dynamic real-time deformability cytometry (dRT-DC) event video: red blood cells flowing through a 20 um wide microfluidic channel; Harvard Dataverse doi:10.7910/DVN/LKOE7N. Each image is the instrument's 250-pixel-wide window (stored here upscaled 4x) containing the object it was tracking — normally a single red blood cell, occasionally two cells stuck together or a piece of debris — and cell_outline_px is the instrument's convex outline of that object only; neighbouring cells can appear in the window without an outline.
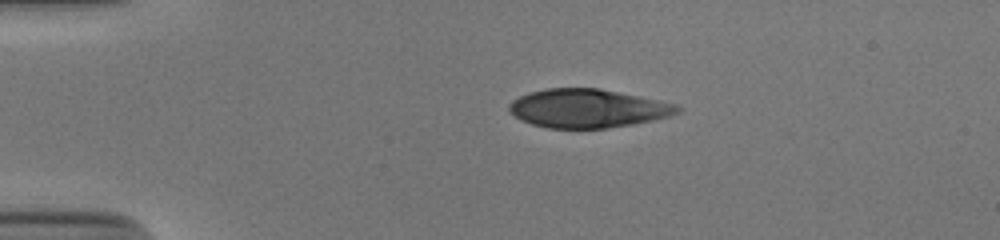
{"species": "human", "species_latin": "Homo sapiens", "temperature_condition": "cold", "stored_images_in_passage": 42, "camera_frame_rate_fps": 3000, "um_per_image_px": 0.085, "donor": {"sex": "male"}, "frame": {"image": 1, "passage_image": 1, "time_ms": 0.0, "image_size_px": [1000, 240], "cell_outline_px": [[684, 108], [680, 112], [668, 116], [652, 120], [632, 124], [608, 128], [548, 128], [532, 124], [520, 120], [508, 112], [508, 104], [512, 100], [520, 96], [532, 92], [548, 88], [600, 88], [640, 96], [676, 104]], "centroid_in_image_um": [49.94, 9.21], "position_along_channel_um": 35.1, "area_um2": 37.92}}
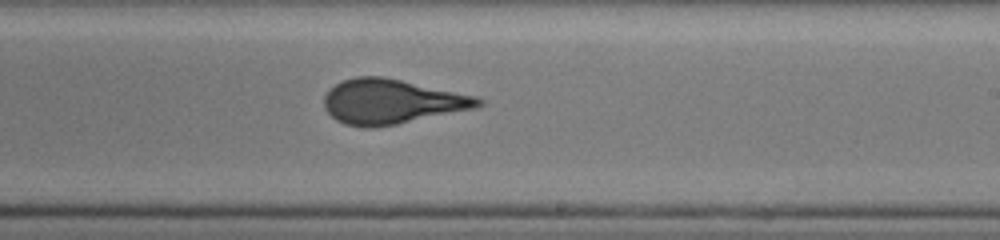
{"frame": {"image": 2, "passage_image": 22, "time_ms": 7.0, "image_size_px": [1000, 240], "cell_outline_px": [[484, 104], [476, 108], [396, 124], [372, 128], [364, 128], [344, 124], [336, 120], [324, 108], [324, 96], [336, 84], [344, 80], [356, 76], [384, 76], [476, 96], [484, 100]], "centroid_in_image_um": [33.29, 8.64], "position_along_channel_um": 255.7, "area_um2": 40.06}}
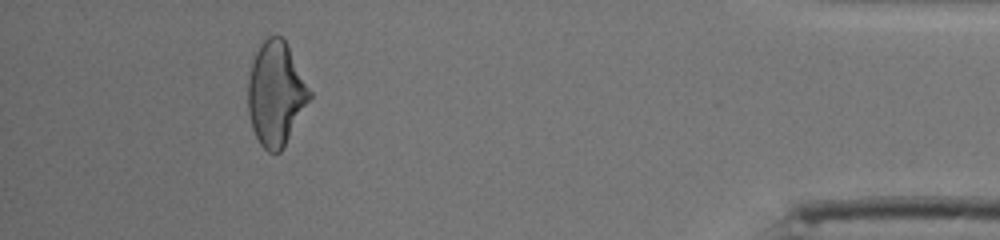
{"frame": {"image": 3, "passage_image": 38, "time_ms": 12.333, "image_size_px": [1000, 240], "cell_outline_px": [[312, 96], [284, 148], [280, 152], [268, 152], [260, 144], [252, 128], [248, 112], [248, 80], [252, 64], [256, 52], [260, 44], [268, 36], [280, 36], [284, 40], [312, 92]], "centroid_in_image_um": [23.45, 8.0], "position_along_channel_um": 411.8, "area_um2": 37.05}, "authors_computed_cell_mechanics": {"area_um2": 39.5063, "velocity_mm_per_s": 3.8924, "shape_relaxation_time_tau1_ms": 4.6397, "shape_relaxation_time_tau2_ms": 0.6409, "deformation_change_tau1": 0.1666, "deformation_change_tau2": 0.0483}}